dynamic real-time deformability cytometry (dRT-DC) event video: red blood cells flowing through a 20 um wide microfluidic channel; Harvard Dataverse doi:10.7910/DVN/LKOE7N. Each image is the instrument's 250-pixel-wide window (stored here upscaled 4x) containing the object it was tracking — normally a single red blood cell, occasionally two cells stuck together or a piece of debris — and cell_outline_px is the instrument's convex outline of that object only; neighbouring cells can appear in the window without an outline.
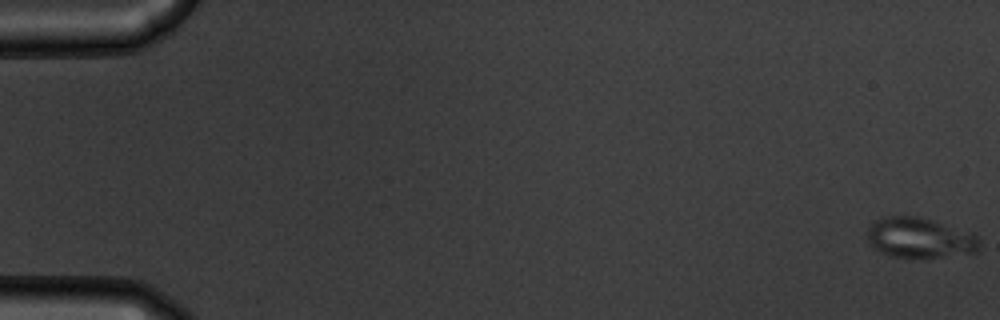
{"species": "common noctule bat (a hibernating species)", "species_latin": "Nyctalus noctula", "temperature_condition": "warm", "stored_images_in_passage": 55, "camera_frame_rate_fps": 3000, "um_per_image_px": 0.085, "animal": {"sex": "male", "body_mass_g": 19.5, "forearm_length_mm": 54.6}, "frame": {"image": 1, "passage_image": 1, "time_ms": 0.0, "image_size_px": [1000, 320], "cell_outline_px": [[980, 244], [976, 252], [936, 256], [888, 256], [880, 252], [868, 244], [868, 228], [876, 220], [884, 216], [920, 216], [972, 232], [980, 236]], "centroid_in_image_um": [78.18, 20.18], "position_along_channel_um": 6.8, "area_um2": 26.13}}
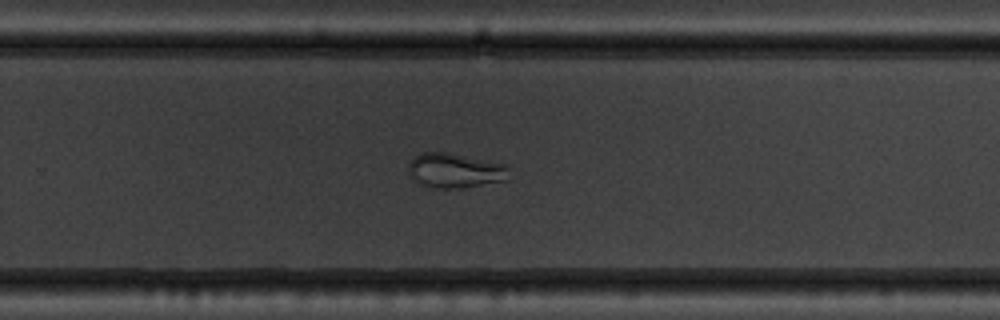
{"frame": {"image": 2, "passage_image": 37, "time_ms": 12.0, "image_size_px": [1000, 320], "cell_outline_px": [[508, 180], [460, 188], [432, 188], [420, 184], [408, 172], [408, 164], [420, 152], [448, 152], [508, 164]], "centroid_in_image_um": [38.7, 14.49], "position_along_channel_um": 291.1, "area_um2": 20.46}}
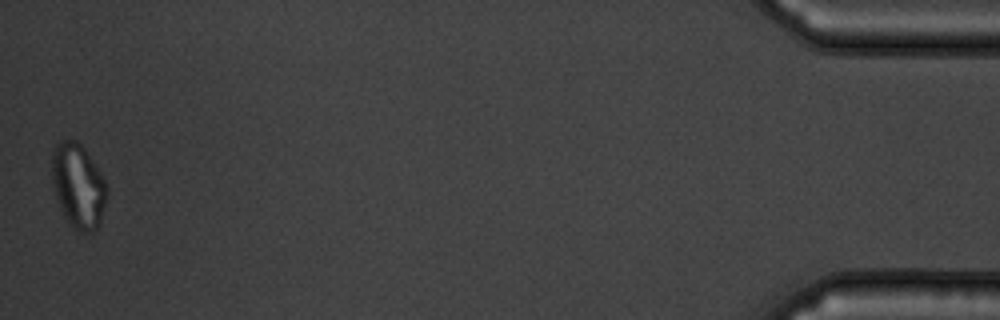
{"frame": {"image": 3, "passage_image": 55, "time_ms": 18.0, "image_size_px": [1000, 320], "cell_outline_px": [[108, 192], [100, 224], [92, 232], [80, 232], [72, 228], [68, 224], [60, 208], [56, 196], [52, 180], [52, 156], [56, 144], [60, 140], [76, 140], [84, 148], [100, 172], [108, 188]], "centroid_in_image_um": [6.65, 15.83], "position_along_channel_um": 428.5, "area_um2": 27.05}, "authors_computed_cell_mechanics": {"area_um2": 25.0852, "velocity_mm_per_s": 3.7597, "shape_relaxation_time_tau1_ms": null, "shape_relaxation_time_tau2_ms": 0.9588, "deformation_change_tau1": null, "deformation_change_tau2": 0.0707}}